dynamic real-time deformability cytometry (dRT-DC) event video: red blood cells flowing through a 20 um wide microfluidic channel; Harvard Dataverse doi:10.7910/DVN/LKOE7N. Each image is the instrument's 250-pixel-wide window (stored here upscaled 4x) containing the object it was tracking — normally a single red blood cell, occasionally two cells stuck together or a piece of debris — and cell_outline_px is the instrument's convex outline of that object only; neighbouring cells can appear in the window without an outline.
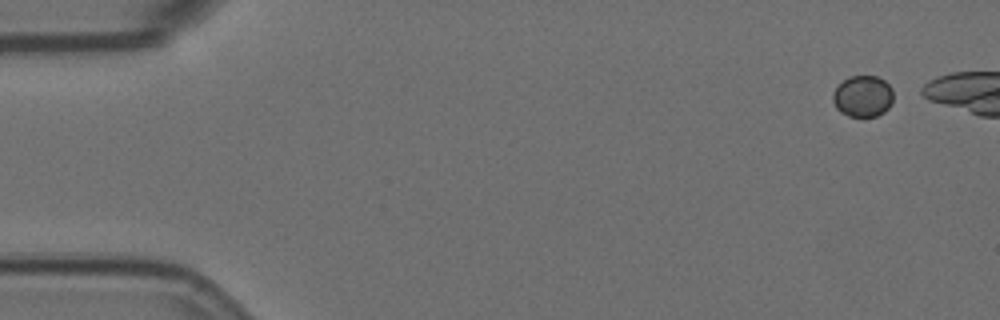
{"species": "Egyptian fruit bat (a non-hibernating species)", "species_latin": "Rousettus aegyptiacus", "temperature_condition": "room temperature", "stored_images_in_passage": 6, "camera_frame_rate_fps": 3000, "um_per_image_px": 0.085, "animal": {"sex": "female"}, "frame": {"image": 1, "passage_image": 1, "time_ms": 0.0, "image_size_px": [1000, 320], "cell_outline_px": [[892, 104], [884, 112], [876, 116], [848, 116], [840, 112], [836, 108], [832, 100], [832, 92], [848, 76], [876, 76], [884, 80], [892, 88]], "centroid_in_image_um": [73.33, 8.18], "position_along_channel_um": 11.7, "area_um2": 14.62}}